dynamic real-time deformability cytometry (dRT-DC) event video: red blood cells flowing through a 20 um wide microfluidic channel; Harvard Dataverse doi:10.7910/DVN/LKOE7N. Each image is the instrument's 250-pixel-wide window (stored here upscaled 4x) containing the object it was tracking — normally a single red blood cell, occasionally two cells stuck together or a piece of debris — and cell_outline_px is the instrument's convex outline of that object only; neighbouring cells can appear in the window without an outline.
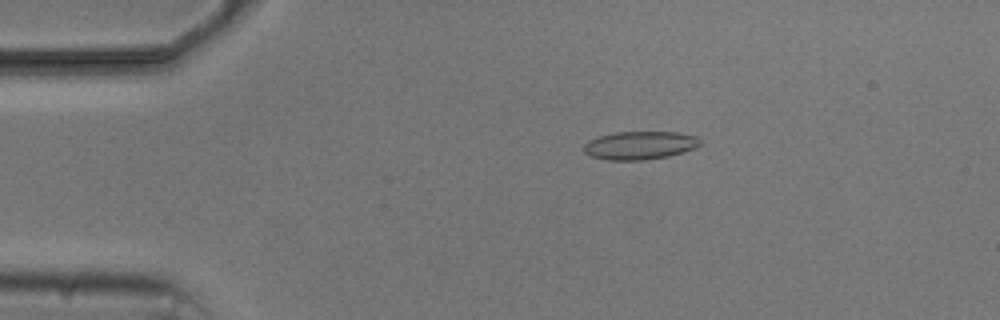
{"species": "common noctule bat (a hibernating species)", "species_latin": "Nyctalus noctula", "temperature_condition": "cold", "stored_images_in_passage": 6, "camera_frame_rate_fps": 3000, "um_per_image_px": 0.085, "animal": {"sex": "male", "body_mass_g": 20.5, "forearm_length_mm": 52.5}, "frame": {"image": 1, "passage_image": 2, "time_ms": 2.0, "image_size_px": [1000, 320], "cell_outline_px": [[700, 144], [692, 148], [668, 156], [644, 160], [608, 160], [588, 156], [584, 152], [584, 144], [588, 140], [596, 136], [616, 132], [676, 132], [696, 136], [700, 140]], "centroid_in_image_um": [54.3, 12.35], "position_along_channel_um": 30.7, "area_um2": 19.07}}
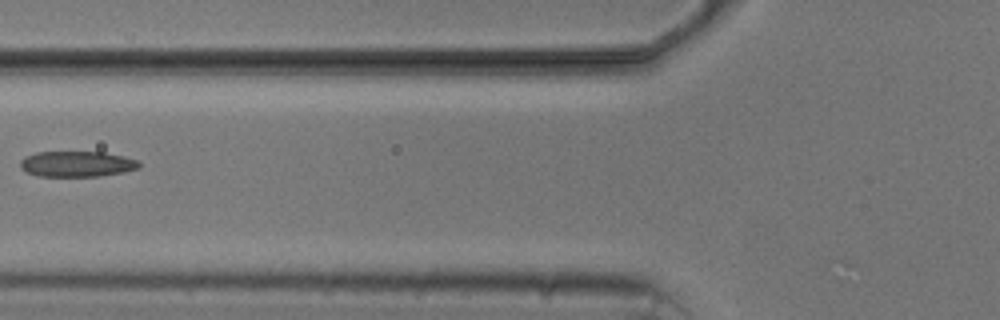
{"frame": {"image": 2, "passage_image": 5, "time_ms": 5.667, "image_size_px": [1000, 320], "cell_outline_px": [[140, 168], [124, 172], [100, 176], [40, 176], [28, 172], [20, 168], [20, 160], [24, 156], [36, 152], [104, 152], [124, 156], [140, 160]], "centroid_in_image_um": [6.56, 13.93], "position_along_channel_um": 119.2, "area_um2": 17.92}}
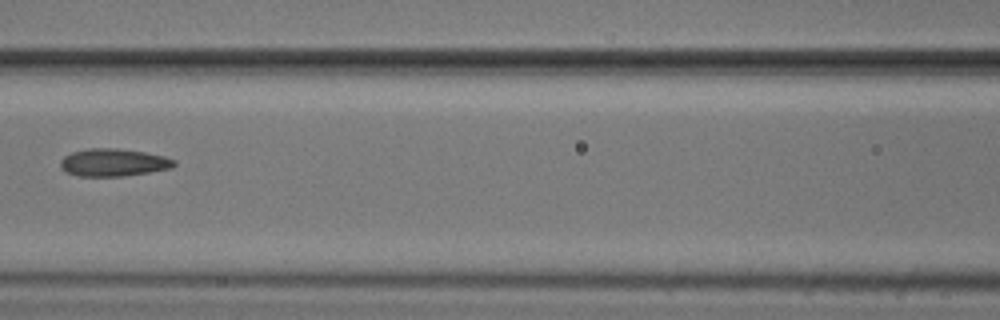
{"frame": {"image": 3, "passage_image": 6, "time_ms": 6.667, "image_size_px": [1000, 320], "cell_outline_px": [[176, 164], [172, 168], [124, 176], [76, 176], [60, 168], [60, 160], [64, 156], [72, 152], [88, 148], [116, 148], [144, 152], [164, 156], [176, 160]], "centroid_in_image_um": [9.63, 13.81], "position_along_channel_um": 157.0, "area_um2": 18.32}}